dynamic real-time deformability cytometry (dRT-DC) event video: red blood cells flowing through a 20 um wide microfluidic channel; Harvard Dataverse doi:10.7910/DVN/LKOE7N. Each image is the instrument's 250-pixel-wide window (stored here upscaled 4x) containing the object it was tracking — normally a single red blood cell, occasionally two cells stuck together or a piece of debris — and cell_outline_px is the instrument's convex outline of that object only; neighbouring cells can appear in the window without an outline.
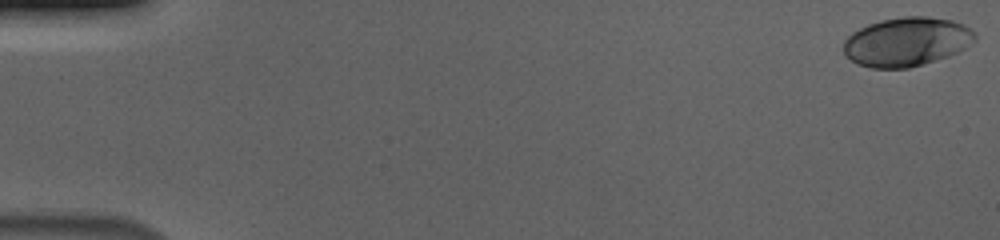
{"species": "human", "species_latin": "Homo sapiens", "temperature_condition": "cold", "stored_images_in_passage": 56, "camera_frame_rate_fps": 3000, "um_per_image_px": 0.085, "donor": {"sex": "male"}, "frame": {"image": 1, "passage_image": 1, "time_ms": 0.0, "image_size_px": [1000, 240], "cell_outline_px": [[976, 40], [964, 48], [948, 56], [908, 68], [872, 68], [856, 64], [844, 56], [844, 40], [852, 32], [868, 24], [880, 20], [904, 16], [928, 16], [952, 20], [964, 24], [976, 32]], "centroid_in_image_um": [77.05, 3.54], "position_along_channel_um": 7.9, "area_um2": 37.69}}
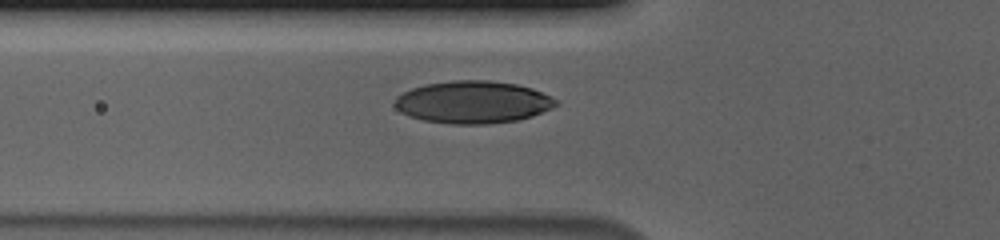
{"frame": {"image": 2, "passage_image": 21, "time_ms": 6.667, "image_size_px": [1000, 240], "cell_outline_px": [[560, 104], [552, 108], [532, 116], [520, 120], [484, 124], [448, 124], [424, 120], [408, 116], [400, 112], [392, 104], [396, 96], [412, 88], [424, 84], [456, 80], [488, 80], [516, 84], [532, 88], [560, 100]], "centroid_in_image_um": [40.2, 8.68], "position_along_channel_um": 85.6, "area_um2": 40.17}}
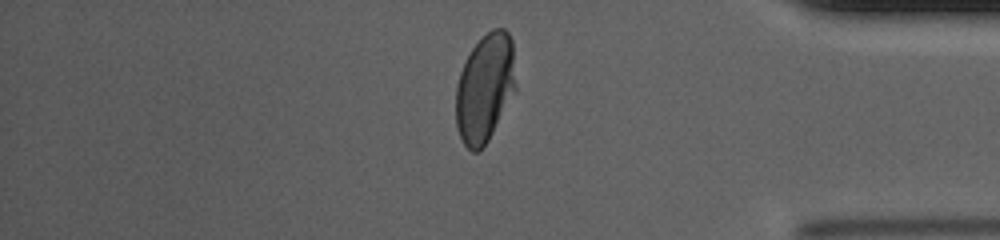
{"frame": {"image": 3, "passage_image": 48, "time_ms": 15.667, "image_size_px": [1000, 240], "cell_outline_px": [[516, 92], [488, 140], [476, 152], [472, 152], [464, 144], [460, 136], [456, 124], [456, 84], [460, 72], [472, 48], [492, 28], [504, 28], [508, 32], [512, 40], [516, 88]], "centroid_in_image_um": [41.23, 7.47], "position_along_channel_um": 394.0, "area_um2": 37.74}, "authors_computed_cell_mechanics": {"area_um2": 38.2058, "velocity_mm_per_s": 3.6876, "shape_relaxation_time_tau1_ms": 3.6917, "shape_relaxation_time_tau2_ms": null, "deformation_change_tau1": 0.1577, "deformation_change_tau2": null}}